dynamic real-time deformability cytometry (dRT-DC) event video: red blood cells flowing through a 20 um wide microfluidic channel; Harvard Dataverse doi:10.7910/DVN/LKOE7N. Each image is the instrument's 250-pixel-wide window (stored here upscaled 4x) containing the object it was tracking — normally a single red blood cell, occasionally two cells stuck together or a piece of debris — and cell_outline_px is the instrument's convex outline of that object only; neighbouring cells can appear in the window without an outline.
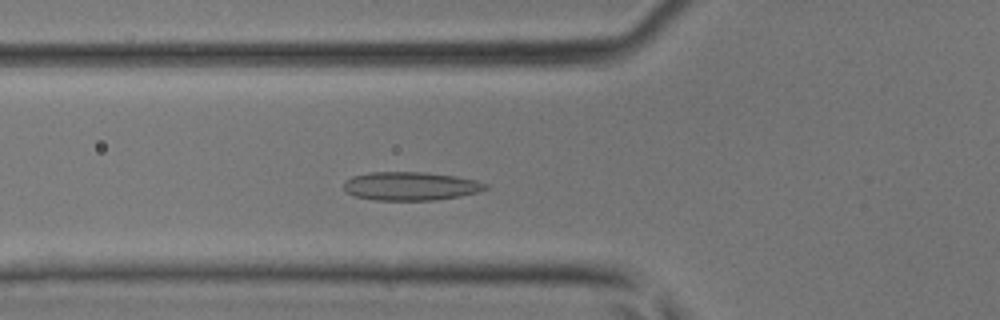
{"species": "common noctule bat (a hibernating species)", "species_latin": "Nyctalus noctula", "temperature_condition": "room temperature", "stored_images_in_passage": 41, "camera_frame_rate_fps": 3000, "um_per_image_px": 0.085, "animal": {"sex": "male", "body_mass_g": 17.9, "forearm_length_mm": 54.2}, "frame": {"image": 1, "passage_image": 13, "time_ms": 4.0, "image_size_px": [1000, 320], "cell_outline_px": [[488, 188], [480, 192], [460, 196], [432, 200], [376, 200], [356, 196], [348, 192], [344, 188], [344, 180], [352, 176], [372, 172], [424, 172], [456, 176], [476, 180], [488, 184]], "centroid_in_image_um": [34.93, 15.81], "position_along_channel_um": 90.9, "area_um2": 23.52}}
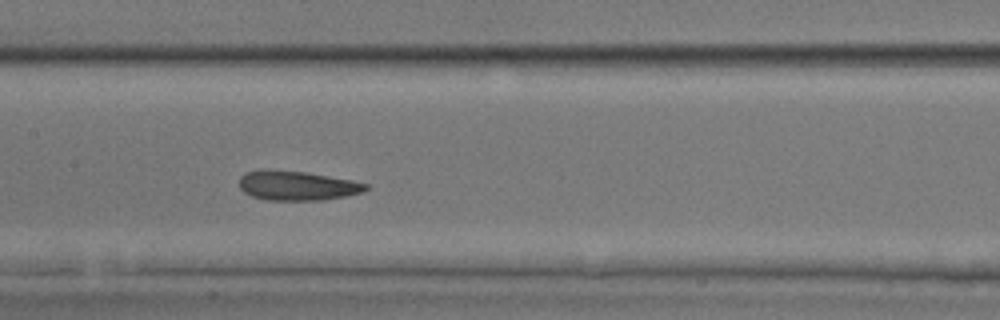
{"frame": {"image": 2, "passage_image": 19, "time_ms": 6.0, "image_size_px": [1000, 320], "cell_outline_px": [[368, 188], [364, 192], [324, 200], [264, 200], [252, 196], [244, 192], [240, 188], [240, 176], [244, 172], [304, 172], [352, 180], [368, 184]], "centroid_in_image_um": [25.31, 15.82], "position_along_channel_um": 182.1, "area_um2": 21.04}}
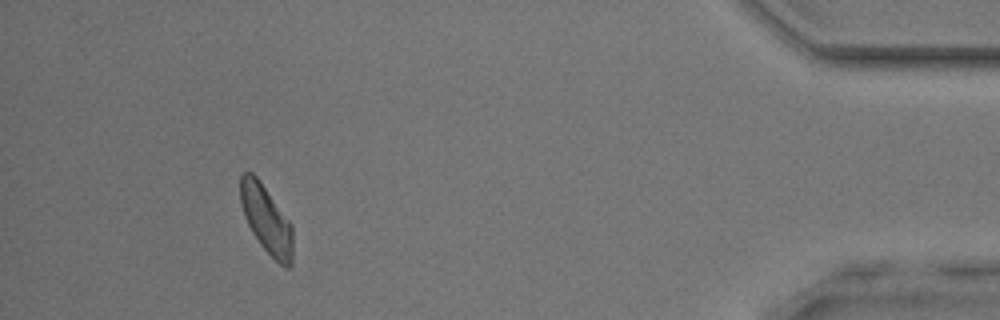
{"frame": {"image": 3, "passage_image": 38, "time_ms": 12.333, "image_size_px": [1000, 320], "cell_outline_px": [[292, 264], [288, 268], [284, 268], [260, 244], [252, 232], [244, 216], [240, 200], [240, 176], [244, 172], [252, 172], [256, 176], [292, 224]], "centroid_in_image_um": [22.64, 18.65], "position_along_channel_um": 412.6, "area_um2": 20.52}}